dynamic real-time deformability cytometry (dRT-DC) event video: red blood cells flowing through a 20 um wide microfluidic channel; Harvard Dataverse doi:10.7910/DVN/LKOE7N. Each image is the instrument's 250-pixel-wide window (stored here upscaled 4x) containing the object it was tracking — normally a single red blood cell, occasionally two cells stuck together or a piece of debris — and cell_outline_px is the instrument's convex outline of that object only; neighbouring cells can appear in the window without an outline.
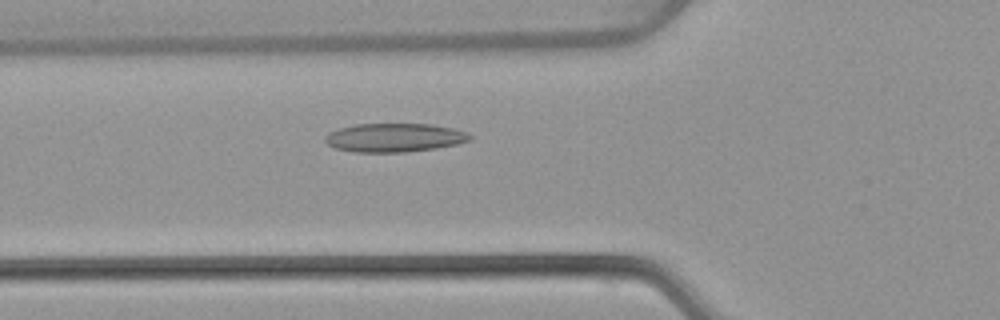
{"species": "common noctule bat (a hibernating species)", "species_latin": "Nyctalus noctula", "temperature_condition": "warm", "stored_images_in_passage": 53, "camera_frame_rate_fps": 3000, "um_per_image_px": 0.085, "animal": {"sex": "female", "body_mass_g": 22.7, "forearm_length_mm": 54.2}, "frame": {"image": 1, "passage_image": 19, "time_ms": 6.0, "image_size_px": [1000, 320], "cell_outline_px": [[472, 140], [456, 144], [436, 148], [404, 152], [356, 152], [336, 148], [328, 144], [324, 140], [324, 136], [328, 132], [352, 124], [432, 124], [452, 128], [468, 132], [472, 136]], "centroid_in_image_um": [33.53, 11.69], "position_along_channel_um": 92.3, "area_um2": 24.28}}
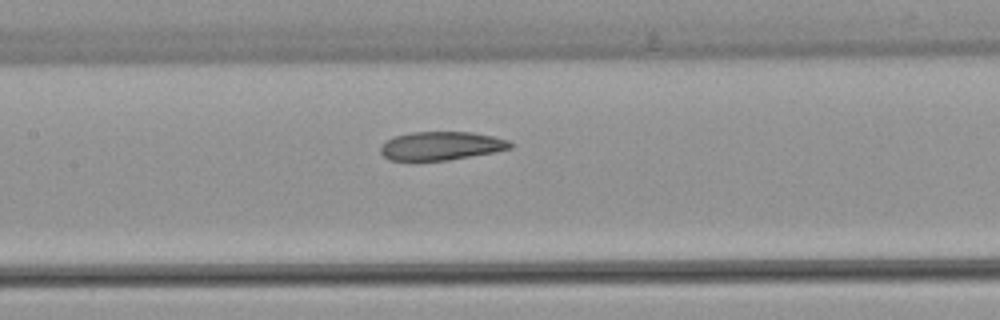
{"frame": {"image": 2, "passage_image": 25, "time_ms": 8.0, "image_size_px": [1000, 320], "cell_outline_px": [[516, 144], [512, 148], [496, 152], [448, 160], [416, 164], [408, 164], [388, 160], [380, 152], [380, 148], [388, 140], [396, 136], [412, 132], [472, 132], [492, 136], [508, 140]], "centroid_in_image_um": [37.47, 12.46], "position_along_channel_um": 169.9, "area_um2": 22.48}}
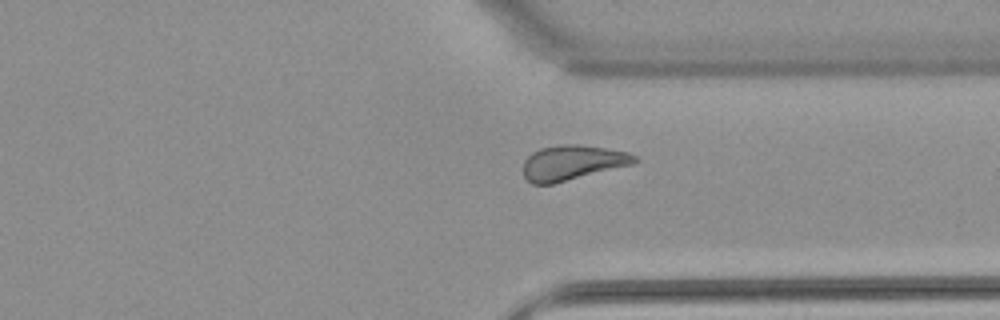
{"frame": {"image": 3, "passage_image": 40, "time_ms": 13.0, "image_size_px": [1000, 320], "cell_outline_px": [[640, 160], [632, 164], [552, 184], [532, 184], [524, 176], [524, 160], [532, 152], [540, 148], [564, 144], [580, 144], [628, 152], [636, 156]], "centroid_in_image_um": [48.64, 13.82], "position_along_channel_um": 362.8, "area_um2": 22.48}, "authors_computed_cell_mechanics": {"area_um2": 23.5824, "velocity_mm_per_s": 3.8524, "shape_relaxation_time_tau1_ms": 9.2695, "shape_relaxation_time_tau2_ms": 3.8775, "deformation_change_tau1": 0.1891, "deformation_change_tau2": 0.1094}}